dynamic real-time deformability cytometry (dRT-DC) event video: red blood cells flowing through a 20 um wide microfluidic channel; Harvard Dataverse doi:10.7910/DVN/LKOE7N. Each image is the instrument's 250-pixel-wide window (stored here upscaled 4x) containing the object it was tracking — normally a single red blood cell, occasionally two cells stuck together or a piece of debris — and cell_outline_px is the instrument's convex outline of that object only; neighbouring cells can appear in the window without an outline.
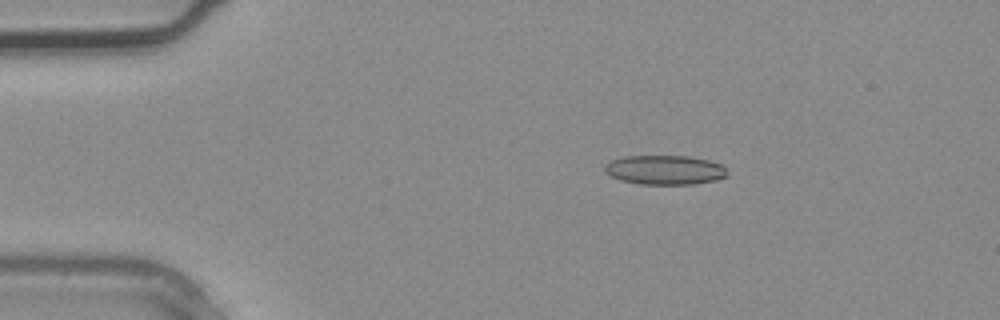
{"species": "common noctule bat (a hibernating species)", "species_latin": "Nyctalus noctula", "temperature_condition": "warm", "stored_images_in_passage": 2, "camera_frame_rate_fps": 3000, "um_per_image_px": 0.085, "animal": {"sex": "male", "body_mass_g": 20.4}, "frame": {"image": 1, "passage_image": 1, "time_ms": 0.0, "image_size_px": [1000, 320], "cell_outline_px": [[728, 176], [716, 180], [692, 184], [640, 184], [620, 180], [604, 172], [604, 164], [612, 160], [624, 156], [688, 156], [708, 160], [720, 164], [728, 172]], "centroid_in_image_um": [56.49, 14.44], "position_along_channel_um": 28.5, "area_um2": 20.98}}